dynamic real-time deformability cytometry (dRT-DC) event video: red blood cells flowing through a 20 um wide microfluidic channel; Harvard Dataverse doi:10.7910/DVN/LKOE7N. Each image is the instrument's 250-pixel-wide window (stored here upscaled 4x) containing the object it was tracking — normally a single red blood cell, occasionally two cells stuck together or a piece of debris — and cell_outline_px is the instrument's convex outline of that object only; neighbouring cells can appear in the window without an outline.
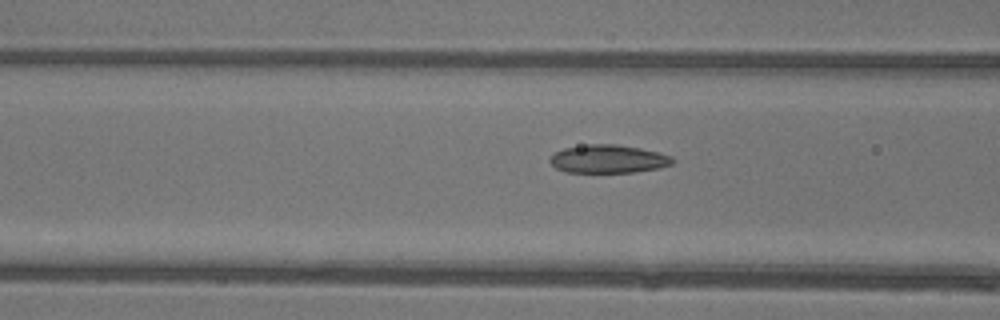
{"species": "common noctule bat (a hibernating species)", "species_latin": "Nyctalus noctula", "temperature_condition": "warm", "stored_images_in_passage": 31, "camera_frame_rate_fps": 3000, "um_per_image_px": 0.085, "animal": {"sex": "female"}, "frame": {"image": 1, "passage_image": 10, "time_ms": 3.0, "image_size_px": [1000, 320], "cell_outline_px": [[676, 160], [672, 164], [660, 168], [632, 172], [568, 172], [556, 168], [548, 160], [556, 152], [564, 148], [588, 144], [616, 144], [640, 148], [672, 156]], "centroid_in_image_um": [51.73, 13.51], "position_along_channel_um": 114.9, "area_um2": 20.06}}
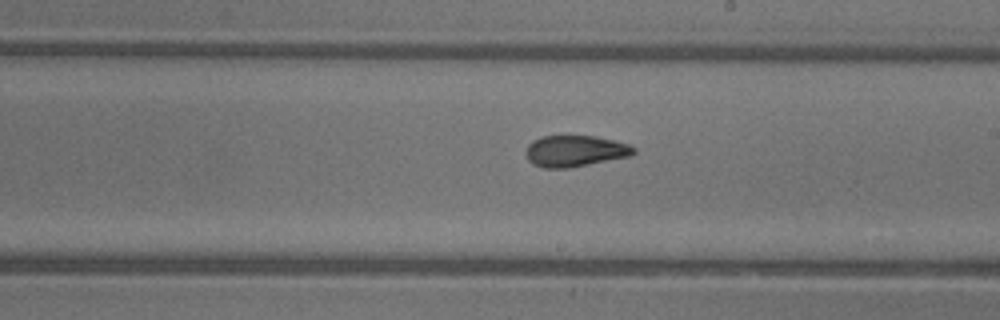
{"frame": {"image": 2, "passage_image": 19, "time_ms": 6.0, "image_size_px": [1000, 320], "cell_outline_px": [[636, 152], [628, 156], [568, 168], [544, 168], [532, 164], [528, 160], [524, 152], [528, 144], [532, 140], [544, 136], [596, 136], [628, 144], [636, 148]], "centroid_in_image_um": [48.82, 12.83], "position_along_channel_um": 240.2, "area_um2": 19.59}}
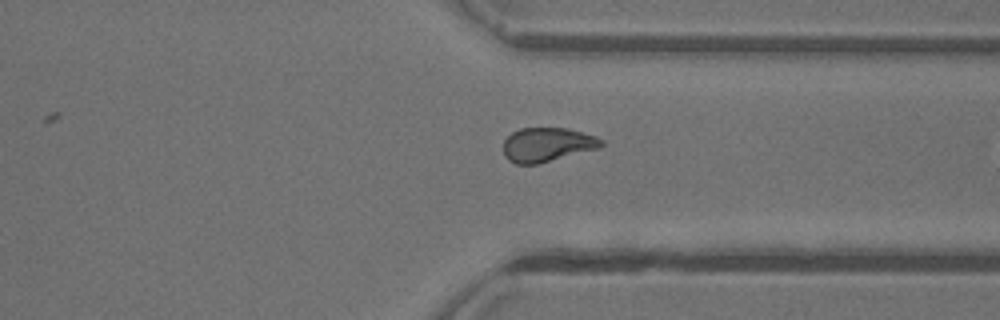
{"frame": {"image": 3, "passage_image": 28, "time_ms": 9.0, "image_size_px": [1000, 320], "cell_outline_px": [[604, 144], [600, 148], [536, 164], [516, 164], [508, 160], [504, 156], [504, 140], [512, 132], [520, 128], [568, 128], [596, 136], [604, 140]], "centroid_in_image_um": [46.52, 12.29], "position_along_channel_um": 364.9, "area_um2": 19.54}}